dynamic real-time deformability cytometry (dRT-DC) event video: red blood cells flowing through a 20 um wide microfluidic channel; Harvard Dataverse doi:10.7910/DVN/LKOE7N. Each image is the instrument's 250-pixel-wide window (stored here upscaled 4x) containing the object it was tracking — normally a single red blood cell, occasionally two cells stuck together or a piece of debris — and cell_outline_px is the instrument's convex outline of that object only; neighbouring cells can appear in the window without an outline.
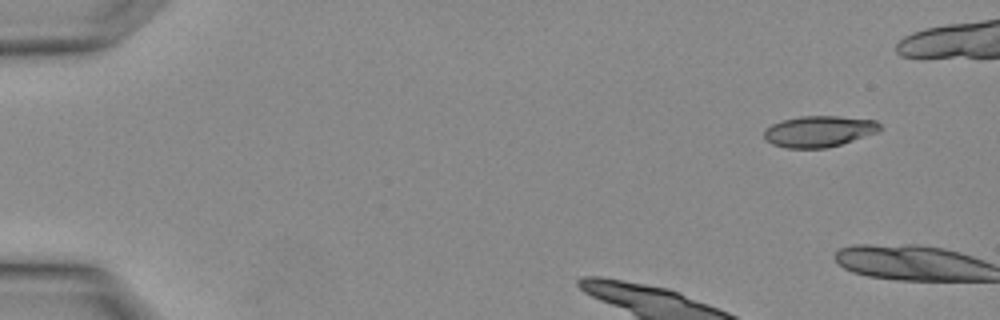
{"species": "Egyptian fruit bat (a non-hibernating species)", "species_latin": "Rousettus aegyptiacus", "temperature_condition": "warm", "stored_images_in_passage": 5, "segment_of_instrument_passage": [2, 2], "camera_frame_rate_fps": 3000, "um_per_image_px": 0.085, "animal": {"sex": "female"}, "frame": {"image": 1, "passage_image": 5, "time_ms": 1.333, "image_size_px": [1000, 320], "cell_outline_px": [[880, 128], [876, 132], [828, 148], [788, 148], [772, 144], [764, 140], [764, 128], [780, 120], [800, 116], [836, 116], [876, 120], [880, 124]], "centroid_in_image_um": [69.54, 11.16], "position_along_channel_um": 15.5, "area_um2": 20.98}}